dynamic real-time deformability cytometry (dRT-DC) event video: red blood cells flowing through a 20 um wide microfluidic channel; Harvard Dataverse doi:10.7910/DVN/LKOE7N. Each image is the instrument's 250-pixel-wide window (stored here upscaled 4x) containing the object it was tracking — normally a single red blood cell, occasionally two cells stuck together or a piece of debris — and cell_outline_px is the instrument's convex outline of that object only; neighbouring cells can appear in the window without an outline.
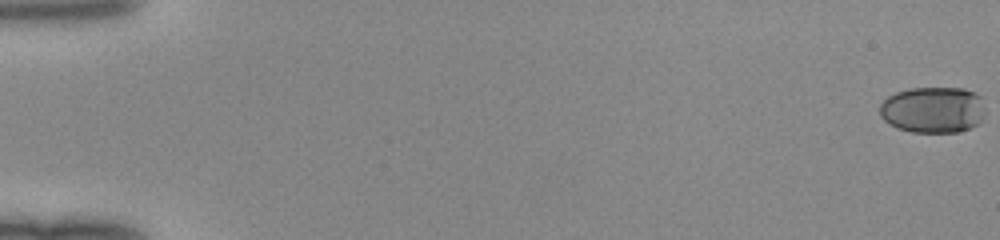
{"species": "human", "species_latin": "Homo sapiens", "temperature_condition": "room temperature", "stored_images_in_passage": 51, "camera_frame_rate_fps": 3000, "um_per_image_px": 0.085, "donor": {"sex": "female"}, "frame": {"image": 1, "passage_image": 1, "time_ms": 0.0, "image_size_px": [1000, 240], "cell_outline_px": [[984, 112], [980, 120], [976, 124], [968, 128], [956, 132], [912, 132], [896, 128], [888, 124], [880, 116], [880, 104], [888, 96], [896, 92], [912, 88], [964, 88], [976, 92], [980, 96]], "centroid_in_image_um": [79.27, 9.32], "position_along_channel_um": 5.7, "area_um2": 28.44}}
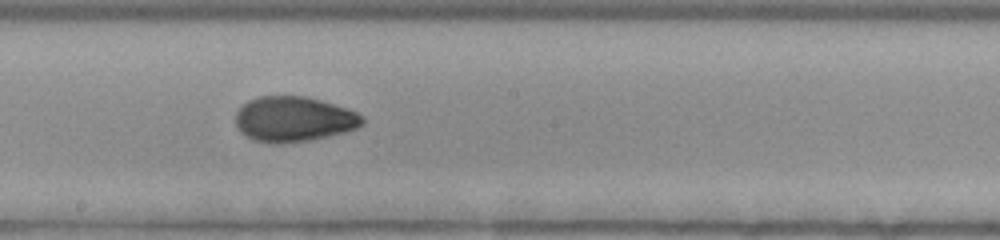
{"frame": {"image": 2, "passage_image": 30, "time_ms": 9.667, "image_size_px": [1000, 240], "cell_outline_px": [[364, 124], [356, 128], [344, 132], [328, 136], [308, 140], [280, 144], [276, 144], [252, 140], [244, 136], [240, 132], [236, 124], [236, 112], [248, 100], [256, 96], [304, 96], [320, 100], [356, 112], [364, 116]], "centroid_in_image_um": [24.94, 10.13], "position_along_channel_um": 223.3, "area_um2": 33.41}}
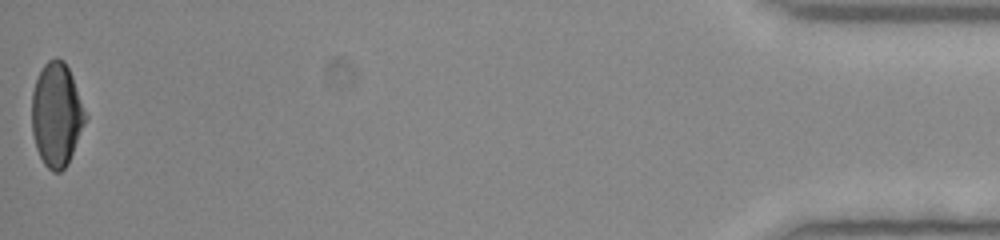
{"frame": {"image": 3, "passage_image": 51, "time_ms": 16.667, "image_size_px": [1000, 240], "cell_outline_px": [[88, 120], [68, 164], [60, 172], [52, 172], [44, 164], [36, 148], [32, 132], [32, 92], [36, 80], [44, 64], [48, 60], [56, 56], [64, 60], [72, 76], [88, 116]], "centroid_in_image_um": [4.83, 9.75], "position_along_channel_um": 430.4, "area_um2": 32.77}}